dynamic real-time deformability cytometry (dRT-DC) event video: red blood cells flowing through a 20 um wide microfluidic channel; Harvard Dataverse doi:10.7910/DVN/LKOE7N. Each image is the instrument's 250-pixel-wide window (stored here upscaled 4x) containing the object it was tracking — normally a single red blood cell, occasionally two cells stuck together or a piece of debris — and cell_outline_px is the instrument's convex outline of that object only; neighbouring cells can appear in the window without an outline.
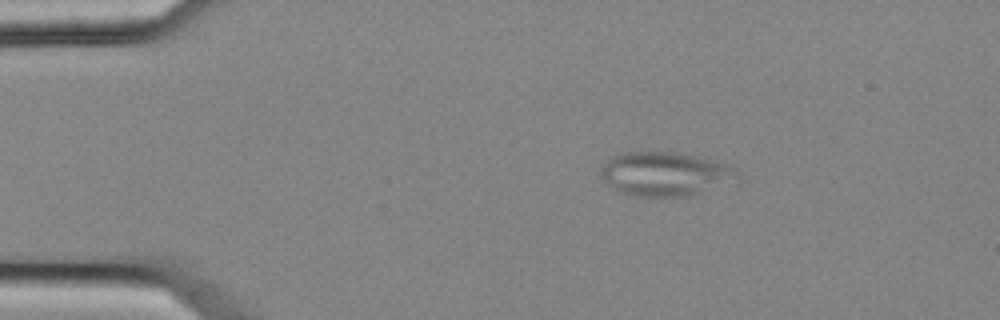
{"species": "common noctule bat (a hibernating species)", "species_latin": "Nyctalus noctula", "temperature_condition": "cold", "stored_images_in_passage": 2, "camera_frame_rate_fps": 3000, "um_per_image_px": 0.085, "animal": {"sex": "female", "body_mass_g": 25.1}, "frame": {"image": 1, "passage_image": 1, "time_ms": 0.0, "image_size_px": [1000, 320], "cell_outline_px": [[740, 184], [688, 196], [636, 196], [620, 192], [612, 188], [600, 176], [600, 168], [612, 156], [624, 152], [676, 152], [724, 164], [736, 168], [740, 172]], "centroid_in_image_um": [56.63, 14.82], "position_along_channel_um": 28.4, "area_um2": 35.6}}